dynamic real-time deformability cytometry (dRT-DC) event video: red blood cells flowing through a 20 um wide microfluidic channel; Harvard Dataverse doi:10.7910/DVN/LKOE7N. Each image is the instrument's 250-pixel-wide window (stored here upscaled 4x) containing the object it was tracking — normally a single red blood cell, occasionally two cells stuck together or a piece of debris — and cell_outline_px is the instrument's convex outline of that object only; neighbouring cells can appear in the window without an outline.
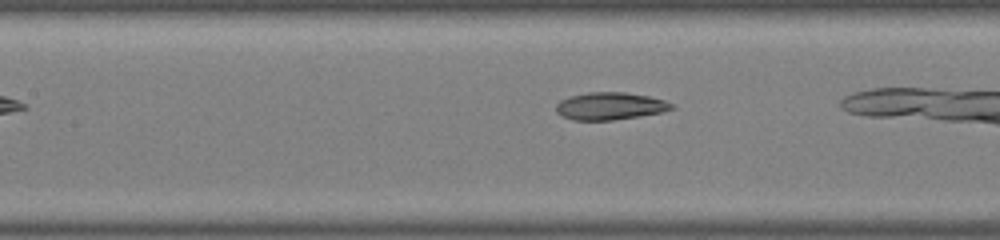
{"species": "common noctule bat (a hibernating species)", "species_latin": "Nyctalus noctula", "temperature_condition": "warm", "stored_images_in_passage": 9, "camera_frame_rate_fps": 3000, "um_per_image_px": 0.085, "animal": {"sex": "male", "body_mass_g": 19.0, "forearm_length_mm": 50.8}, "frame": {"image": 1, "passage_image": 8, "time_ms": 2.333, "image_size_px": [1000, 240], "cell_outline_px": [[676, 108], [660, 112], [640, 116], [612, 120], [572, 120], [560, 116], [556, 112], [556, 104], [560, 100], [568, 96], [588, 92], [624, 92], [648, 96], [664, 100], [672, 104]], "centroid_in_image_um": [51.8, 9.01], "position_along_channel_um": 155.6, "area_um2": 18.55}}